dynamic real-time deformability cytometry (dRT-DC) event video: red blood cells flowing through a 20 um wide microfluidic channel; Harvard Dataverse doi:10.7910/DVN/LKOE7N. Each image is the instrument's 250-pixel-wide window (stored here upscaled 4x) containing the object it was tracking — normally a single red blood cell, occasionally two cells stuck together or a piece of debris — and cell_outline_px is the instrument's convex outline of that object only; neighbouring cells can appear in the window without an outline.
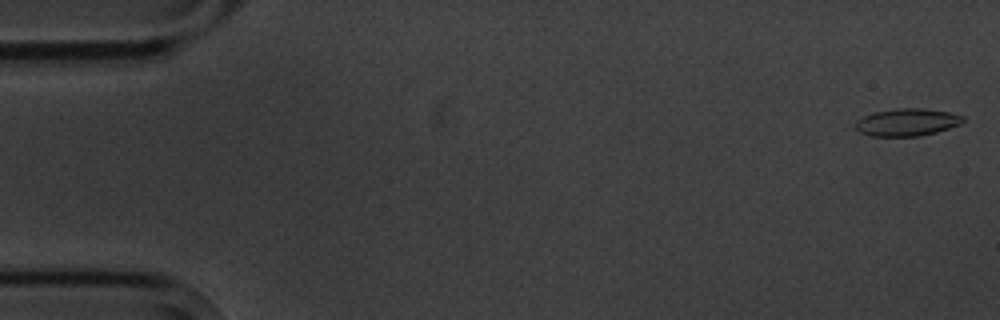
{"species": "common noctule bat (a hibernating species)", "species_latin": "Nyctalus noctula", "temperature_condition": "cold", "stored_images_in_passage": 5, "camera_frame_rate_fps": 3000, "um_per_image_px": 0.085, "animal": {"sex": "male", "body_mass_g": 20.1, "forearm_length_mm": 53.5}, "frame": {"image": 1, "passage_image": 1, "time_ms": 0.0, "image_size_px": [1000, 320], "cell_outline_px": [[964, 120], [960, 124], [936, 132], [920, 136], [868, 136], [860, 132], [856, 128], [856, 120], [872, 112], [900, 108], [924, 108], [948, 112], [964, 116]], "centroid_in_image_um": [77.08, 10.39], "position_along_channel_um": 7.9, "area_um2": 17.17}}
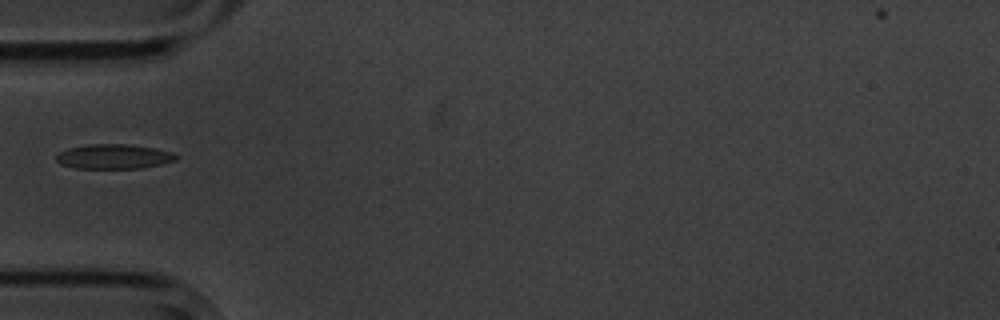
{"frame": {"image": 2, "passage_image": 5, "time_ms": 5.667, "image_size_px": [1000, 320], "cell_outline_px": [[180, 156], [176, 160], [144, 168], [76, 168], [60, 164], [56, 160], [56, 156], [60, 152], [68, 148], [88, 144], [128, 144], [152, 148], [172, 152]], "centroid_in_image_um": [9.68, 13.3], "position_along_channel_um": 75.3, "area_um2": 17.17}}